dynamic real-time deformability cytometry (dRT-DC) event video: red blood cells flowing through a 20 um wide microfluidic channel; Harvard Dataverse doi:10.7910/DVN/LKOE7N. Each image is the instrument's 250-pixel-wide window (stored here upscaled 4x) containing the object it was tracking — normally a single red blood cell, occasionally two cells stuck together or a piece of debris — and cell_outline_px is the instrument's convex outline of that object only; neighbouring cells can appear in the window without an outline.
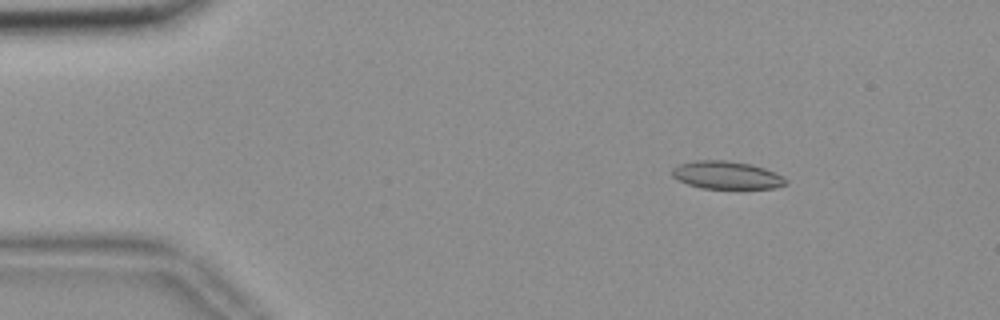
{"species": "common noctule bat (a hibernating species)", "species_latin": "Nyctalus noctula", "temperature_condition": "room temperature", "stored_images_in_passage": 56, "segment_of_instrument_passage": [1, 2], "camera_frame_rate_fps": 3000, "um_per_image_px": 0.085, "animal": {"sex": "female", "body_mass_g": 18.4}, "frame": {"image": 1, "passage_image": 8, "time_ms": 2.333, "image_size_px": [1000, 320], "cell_outline_px": [[788, 184], [776, 188], [704, 188], [688, 184], [672, 176], [672, 168], [680, 164], [692, 160], [724, 160], [752, 164], [776, 172], [784, 176], [788, 180]], "centroid_in_image_um": [61.81, 14.88], "position_along_channel_um": 23.2, "area_um2": 18.5}}
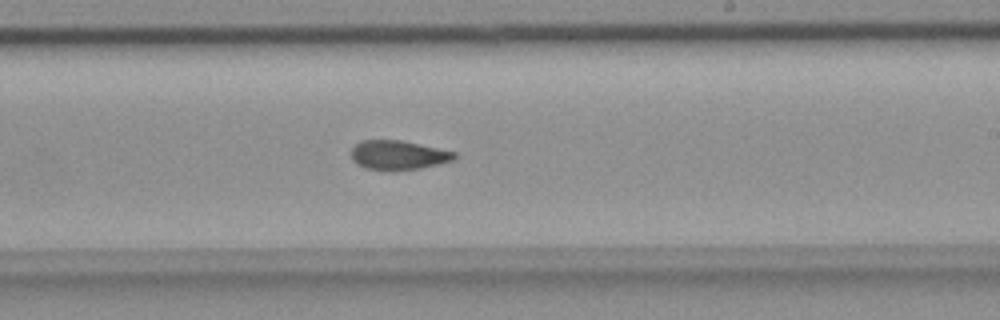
{"frame": {"image": 2, "passage_image": 33, "time_ms": 10.667, "image_size_px": [1000, 320], "cell_outline_px": [[456, 156], [452, 160], [420, 168], [388, 172], [364, 168], [356, 164], [352, 160], [352, 148], [356, 144], [364, 140], [400, 140], [456, 152]], "centroid_in_image_um": [33.8, 13.2], "position_along_channel_um": 255.2, "area_um2": 17.63}}
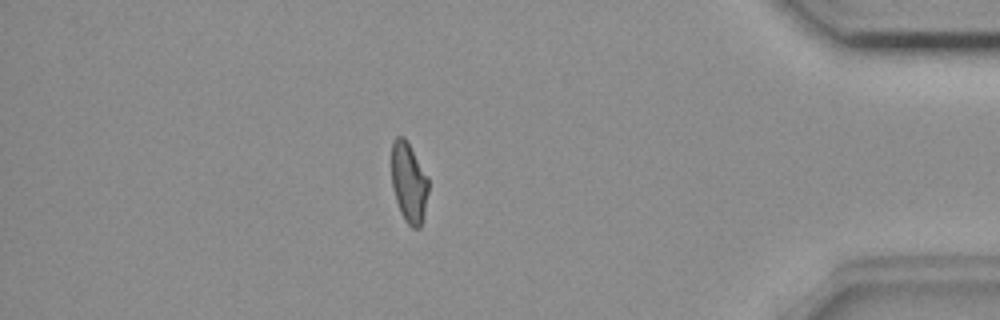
{"frame": {"image": 3, "passage_image": 48, "time_ms": 15.667, "image_size_px": [1000, 320], "cell_outline_px": [[428, 192], [424, 212], [420, 228], [412, 228], [404, 220], [400, 212], [392, 188], [392, 140], [396, 136], [404, 136], [428, 176]], "centroid_in_image_um": [34.74, 15.51], "position_along_channel_um": 400.5, "area_um2": 17.22}}